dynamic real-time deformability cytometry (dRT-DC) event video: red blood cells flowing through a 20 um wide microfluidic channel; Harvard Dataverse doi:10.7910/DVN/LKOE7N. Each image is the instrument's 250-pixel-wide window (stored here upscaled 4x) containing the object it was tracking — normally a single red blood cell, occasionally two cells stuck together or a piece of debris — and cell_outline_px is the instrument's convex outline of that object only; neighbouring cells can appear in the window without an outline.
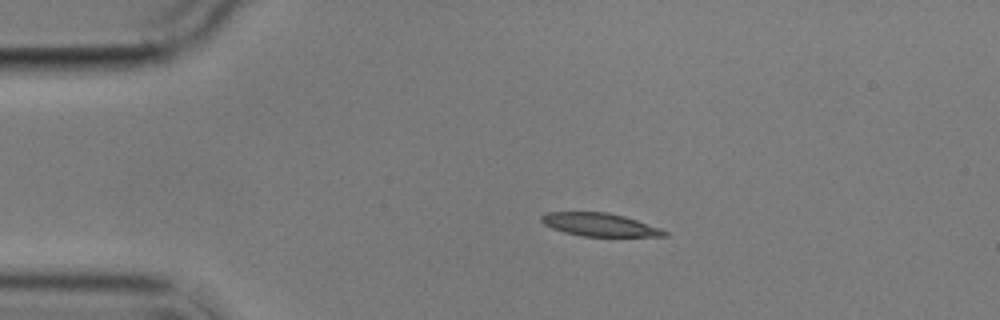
{"species": "common noctule bat (a hibernating species)", "species_latin": "Nyctalus noctula", "temperature_condition": "cold", "stored_images_in_passage": 7, "camera_frame_rate_fps": 3000, "um_per_image_px": 0.085, "animal": {"sex": "male", "body_mass_g": 17.9}, "frame": {"image": 1, "passage_image": 1, "time_ms": 0.0, "image_size_px": [1000, 320], "cell_outline_px": [[668, 236], [584, 236], [564, 232], [552, 228], [544, 224], [540, 220], [540, 216], [548, 212], [604, 212], [624, 216], [660, 228], [668, 232]], "centroid_in_image_um": [50.95, 19.09], "position_along_channel_um": 34.1, "area_um2": 16.36}}
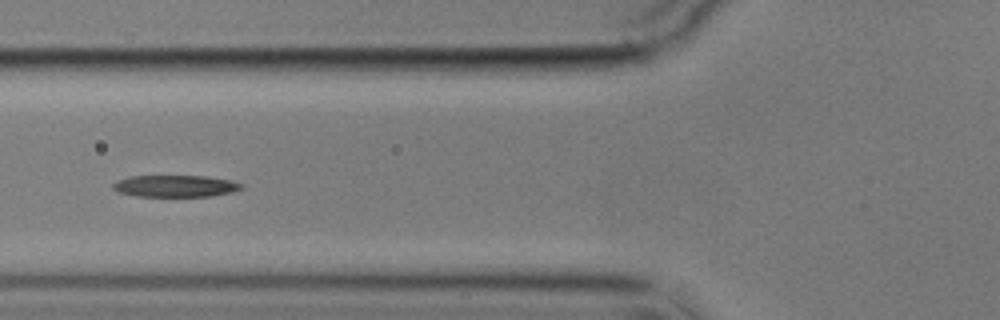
{"frame": {"image": 2, "passage_image": 4, "time_ms": 3.333, "image_size_px": [1000, 320], "cell_outline_px": [[244, 188], [232, 192], [212, 196], [136, 196], [120, 192], [112, 188], [112, 184], [116, 180], [132, 176], [208, 176], [232, 180], [244, 184]], "centroid_in_image_um": [14.95, 15.81], "position_along_channel_um": 110.8, "area_um2": 16.42}}
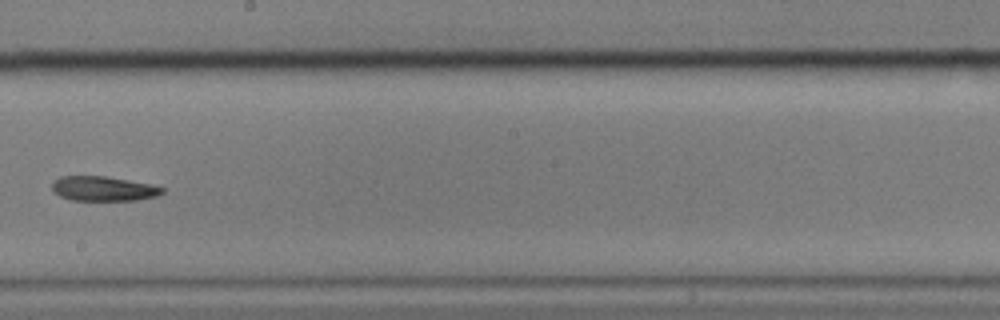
{"frame": {"image": 3, "passage_image": 7, "time_ms": 7.0, "image_size_px": [1000, 320], "cell_outline_px": [[164, 192], [156, 196], [136, 200], [72, 200], [60, 196], [52, 192], [52, 180], [60, 176], [104, 176], [128, 180], [148, 184], [164, 188]], "centroid_in_image_um": [8.72, 16.03], "position_along_channel_um": 239.5, "area_um2": 15.78}}